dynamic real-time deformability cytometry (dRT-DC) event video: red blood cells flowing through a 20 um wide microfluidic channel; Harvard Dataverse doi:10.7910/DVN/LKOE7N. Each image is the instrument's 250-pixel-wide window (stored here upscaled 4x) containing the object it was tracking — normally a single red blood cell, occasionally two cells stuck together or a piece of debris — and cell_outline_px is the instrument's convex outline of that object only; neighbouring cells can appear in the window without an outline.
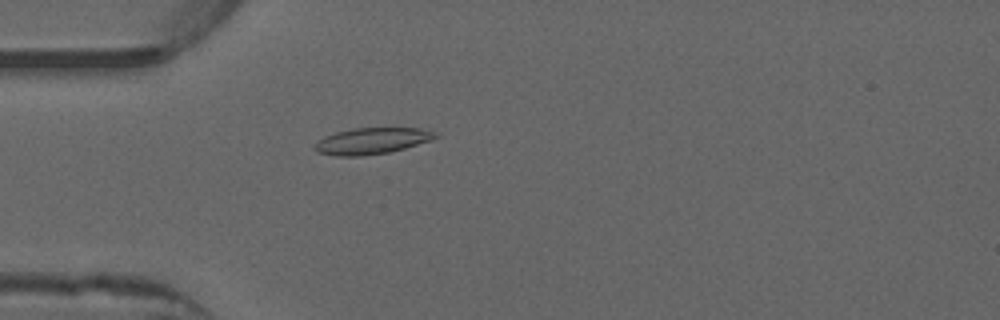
{"species": "common noctule bat (a hibernating species)", "species_latin": "Nyctalus noctula", "temperature_condition": "warm", "stored_images_in_passage": 52, "camera_frame_rate_fps": 3000, "um_per_image_px": 0.085, "animal": {"sex": "male", "forearm_length_mm": 52.5}, "frame": {"image": 1, "passage_image": 15, "time_ms": 4.667, "image_size_px": [1000, 320], "cell_outline_px": [[440, 136], [432, 140], [404, 148], [388, 152], [360, 156], [336, 156], [316, 152], [312, 148], [324, 136], [336, 132], [352, 128], [420, 128], [436, 132]], "centroid_in_image_um": [31.6, 11.97], "position_along_channel_um": 53.4, "area_um2": 18.5}}
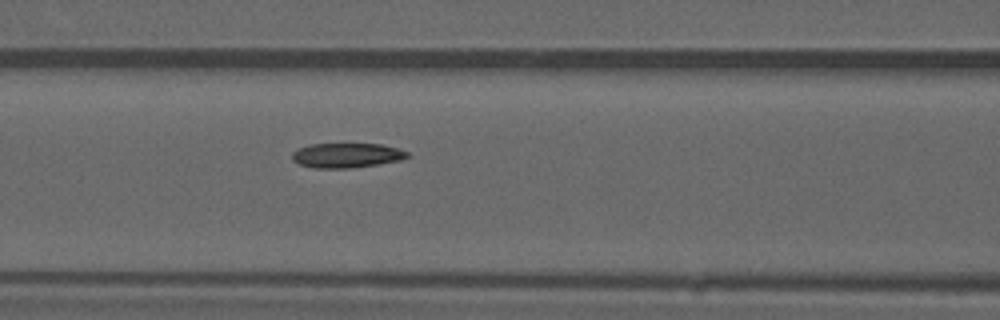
{"frame": {"image": 2, "passage_image": 22, "time_ms": 7.0, "image_size_px": [1000, 320], "cell_outline_px": [[412, 156], [400, 160], [352, 168], [312, 168], [300, 164], [292, 160], [292, 152], [296, 148], [308, 144], [380, 144], [396, 148], [408, 152]], "centroid_in_image_um": [29.43, 13.2], "position_along_channel_um": 137.2, "area_um2": 16.65}}
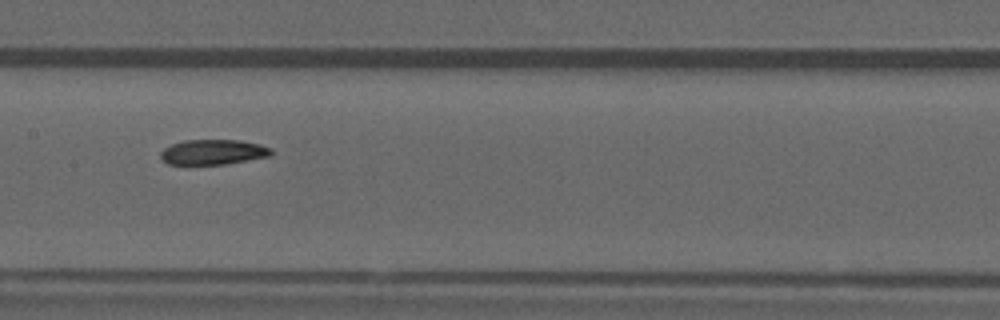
{"frame": {"image": 3, "passage_image": 26, "time_ms": 8.333, "image_size_px": [1000, 320], "cell_outline_px": [[272, 152], [268, 156], [224, 164], [168, 164], [160, 156], [160, 152], [164, 148], [172, 144], [184, 140], [240, 140], [260, 144], [272, 148]], "centroid_in_image_um": [18.1, 12.91], "position_along_channel_um": 189.3, "area_um2": 16.01}}